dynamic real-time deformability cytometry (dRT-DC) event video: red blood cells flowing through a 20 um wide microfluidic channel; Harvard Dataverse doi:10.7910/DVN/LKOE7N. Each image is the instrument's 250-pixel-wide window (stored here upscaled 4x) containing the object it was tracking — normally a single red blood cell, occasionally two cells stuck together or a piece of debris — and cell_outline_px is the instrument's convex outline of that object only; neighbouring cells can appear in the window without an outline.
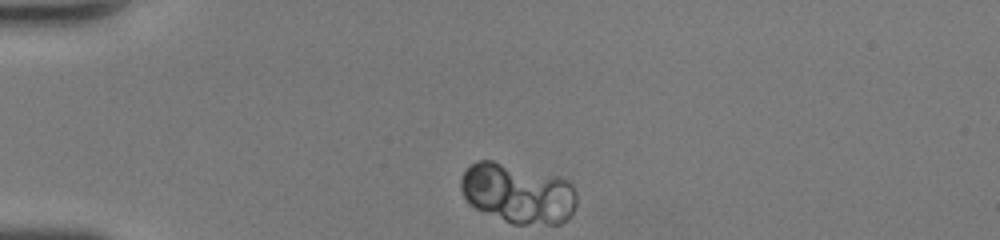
{"species": "human", "species_latin": "Homo sapiens", "temperature_condition": "room temperature", "stored_images_in_passage": 37, "camera_frame_rate_fps": 3000, "um_per_image_px": 0.085, "donor": {"sex": "female"}, "frame": {"image": 1, "passage_image": 1, "time_ms": 0.0, "image_size_px": [1000, 240], "cell_outline_px": [[576, 204], [572, 212], [560, 224], [512, 224], [476, 208], [464, 196], [460, 188], [460, 180], [464, 172], [476, 160], [492, 160], [560, 176], [576, 192]], "centroid_in_image_um": [44.01, 16.42], "position_along_channel_um": 41.0, "area_um2": 40.06}}
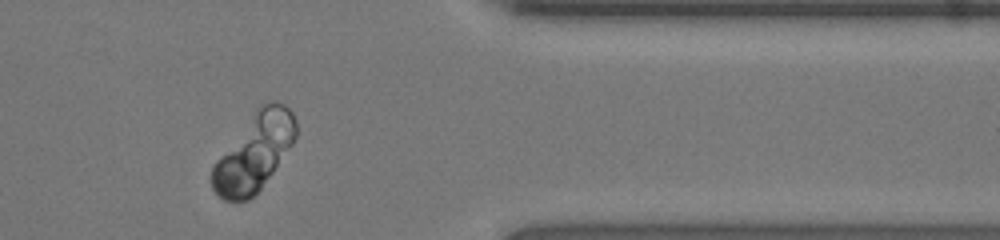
{"frame": {"image": 2, "passage_image": 29, "time_ms": 9.333, "image_size_px": [1000, 240], "cell_outline_px": [[296, 136], [292, 144], [272, 172], [260, 188], [248, 200], [224, 200], [212, 188], [212, 168], [216, 160], [260, 104], [268, 100], [276, 100], [284, 104], [292, 112], [296, 120]], "centroid_in_image_um": [21.62, 12.9], "position_along_channel_um": 389.8, "area_um2": 36.93}}
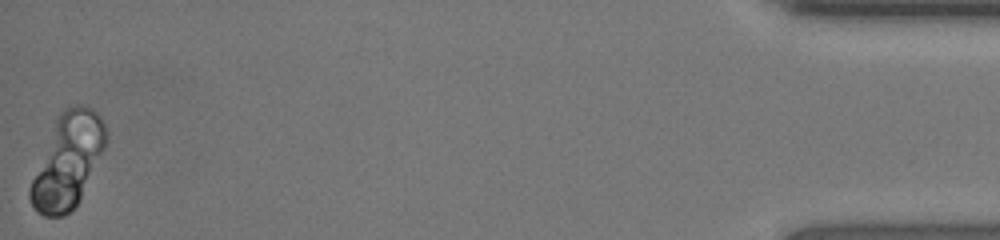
{"frame": {"image": 3, "passage_image": 37, "time_ms": 12.0, "image_size_px": [1000, 240], "cell_outline_px": [[108, 140], [76, 204], [64, 216], [44, 216], [36, 212], [28, 196], [28, 188], [56, 116], [68, 104], [84, 104], [92, 108], [100, 116], [104, 124]], "centroid_in_image_um": [5.72, 13.61], "position_along_channel_um": 429.5, "area_um2": 41.15}}